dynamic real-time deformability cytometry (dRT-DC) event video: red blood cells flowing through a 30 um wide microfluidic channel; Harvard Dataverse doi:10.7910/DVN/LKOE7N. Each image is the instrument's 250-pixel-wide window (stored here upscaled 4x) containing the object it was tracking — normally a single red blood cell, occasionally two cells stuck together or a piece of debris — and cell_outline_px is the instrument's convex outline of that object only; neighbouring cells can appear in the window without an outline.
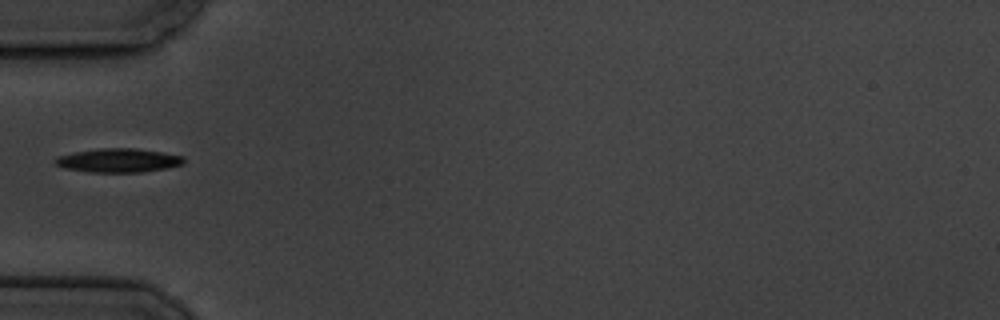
{"species": "common noctule bat (a hibernating species)", "species_latin": "Nyctalus noctula", "temperature_condition": "cold", "stored_images_in_passage": 2, "camera_frame_rate_fps": 3000, "um_per_image_px": 0.085, "animal": {"sex": "male", "body_mass_g": 19.5, "forearm_length_mm": 54.6}, "frame": {"image": 1, "passage_image": 2, "time_ms": 1.0, "image_size_px": [1000, 320], "cell_outline_px": [[184, 164], [164, 168], [140, 172], [88, 172], [64, 168], [56, 164], [52, 160], [60, 156], [76, 152], [100, 148], [136, 148], [184, 156]], "centroid_in_image_um": [10.06, 13.63], "position_along_channel_um": 74.9, "area_um2": 17.69}}